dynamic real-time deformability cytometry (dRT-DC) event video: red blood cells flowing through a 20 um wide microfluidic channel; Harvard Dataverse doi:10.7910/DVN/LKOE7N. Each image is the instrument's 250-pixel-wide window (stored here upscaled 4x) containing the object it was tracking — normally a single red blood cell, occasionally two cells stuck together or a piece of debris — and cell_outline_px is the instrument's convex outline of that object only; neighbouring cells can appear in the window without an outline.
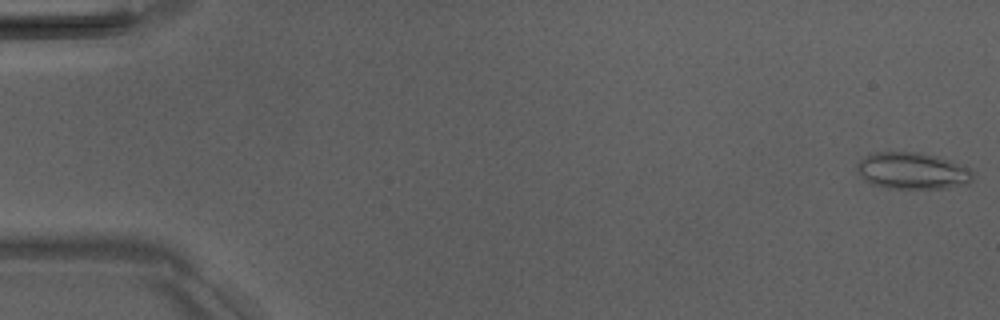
{"species": "Egyptian fruit bat (a non-hibernating species)", "species_latin": "Rousettus aegyptiacus", "temperature_condition": "room temperature", "stored_images_in_passage": 4, "camera_frame_rate_fps": 3000, "um_per_image_px": 0.085, "animal": {"sex": "male"}, "frame": {"image": 1, "passage_image": 1, "time_ms": 0.0, "image_size_px": [1000, 320], "cell_outline_px": [[972, 180], [968, 184], [944, 188], [888, 188], [872, 184], [864, 180], [856, 172], [856, 168], [860, 160], [872, 152], [920, 152], [952, 160], [972, 168]], "centroid_in_image_um": [77.56, 14.51], "position_along_channel_um": 7.4, "area_um2": 25.03}}